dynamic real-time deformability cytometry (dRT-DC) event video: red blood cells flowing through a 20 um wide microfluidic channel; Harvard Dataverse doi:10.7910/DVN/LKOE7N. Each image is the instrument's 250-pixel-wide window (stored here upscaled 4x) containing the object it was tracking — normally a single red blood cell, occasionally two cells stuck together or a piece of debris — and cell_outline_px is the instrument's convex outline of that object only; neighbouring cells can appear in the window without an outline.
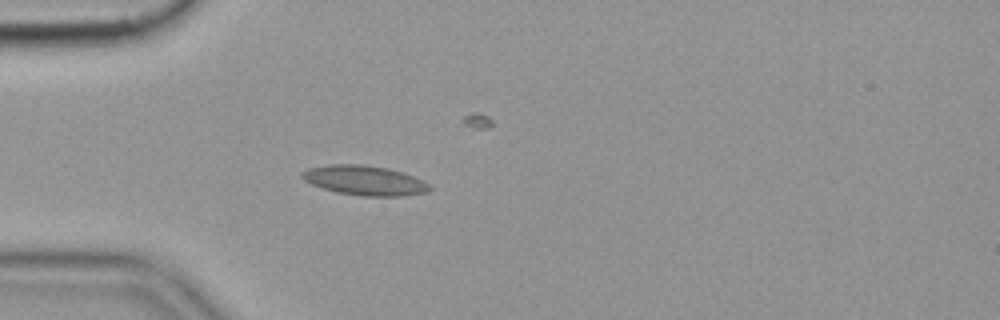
{"species": "common noctule bat (a hibernating species)", "species_latin": "Nyctalus noctula", "temperature_condition": "cold", "stored_images_in_passage": 52, "camera_frame_rate_fps": 3000, "um_per_image_px": 0.085, "animal": {"sex": "female", "body_mass_g": 19.9}, "frame": {"image": 1, "passage_image": 16, "time_ms": 5.0, "image_size_px": [1000, 320], "cell_outline_px": [[432, 188], [428, 192], [404, 196], [360, 196], [336, 192], [312, 184], [304, 180], [300, 176], [300, 172], [308, 168], [328, 164], [360, 164], [388, 168], [424, 180]], "centroid_in_image_um": [30.98, 15.33], "position_along_channel_um": 54.0, "area_um2": 22.14}, "authors_computed_cell_mechanics": {"area_um2": 19.6231, "velocity_mm_per_s": 3.538, "shape_relaxation_time_tau1_ms": 5.43, "shape_relaxation_time_tau2_ms": 2.0018, "deformation_change_tau1": 0.142, "deformation_change_tau2": 0.0799}}